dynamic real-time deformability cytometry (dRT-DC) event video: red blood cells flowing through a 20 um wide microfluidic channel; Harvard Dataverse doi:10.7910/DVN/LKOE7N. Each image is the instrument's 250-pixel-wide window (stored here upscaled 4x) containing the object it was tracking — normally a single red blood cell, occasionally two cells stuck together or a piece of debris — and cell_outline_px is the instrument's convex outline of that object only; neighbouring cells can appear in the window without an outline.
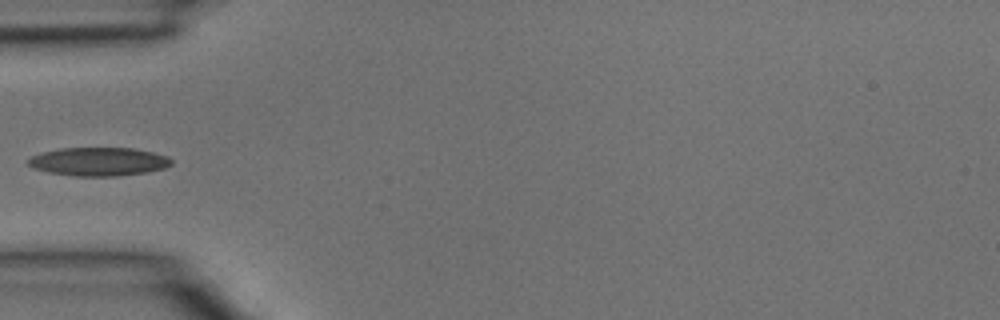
{"species": "common noctule bat (a hibernating species)", "species_latin": "Nyctalus noctula", "temperature_condition": "room temperature", "stored_images_in_passage": 4, "camera_frame_rate_fps": 3000, "um_per_image_px": 0.085, "animal": {"sex": "male", "body_mass_g": 15.6}, "frame": {"image": 1, "passage_image": 4, "time_ms": 1.0, "image_size_px": [1000, 320], "cell_outline_px": [[172, 164], [164, 168], [148, 172], [116, 176], [76, 176], [48, 172], [36, 168], [28, 164], [24, 160], [32, 156], [44, 152], [60, 148], [132, 148], [152, 152], [168, 156], [172, 160]], "centroid_in_image_um": [8.4, 13.73], "position_along_channel_um": 76.6, "area_um2": 23.7}}